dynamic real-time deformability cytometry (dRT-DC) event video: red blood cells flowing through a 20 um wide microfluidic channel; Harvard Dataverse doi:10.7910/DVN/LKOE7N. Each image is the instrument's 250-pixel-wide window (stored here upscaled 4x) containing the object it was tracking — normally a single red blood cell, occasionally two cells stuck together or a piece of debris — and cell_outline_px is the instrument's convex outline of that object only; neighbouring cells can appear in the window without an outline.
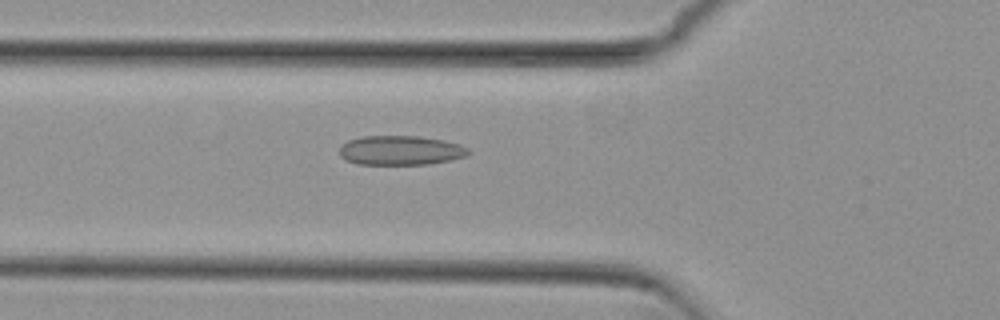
{"species": "common noctule bat (a hibernating species)", "species_latin": "Nyctalus noctula", "temperature_condition": "cold", "stored_images_in_passage": 41, "camera_frame_rate_fps": 3000, "um_per_image_px": 0.085, "animal": {"sex": "female", "body_mass_g": 29.2, "forearm_length_mm": 56.3}, "frame": {"image": 1, "passage_image": 19, "time_ms": 6.0, "image_size_px": [1000, 320], "cell_outline_px": [[472, 152], [468, 156], [428, 164], [356, 164], [340, 156], [340, 148], [348, 140], [360, 136], [420, 136], [444, 140], [460, 144], [468, 148]], "centroid_in_image_um": [34.08, 12.77], "position_along_channel_um": 91.7, "area_um2": 22.14}}
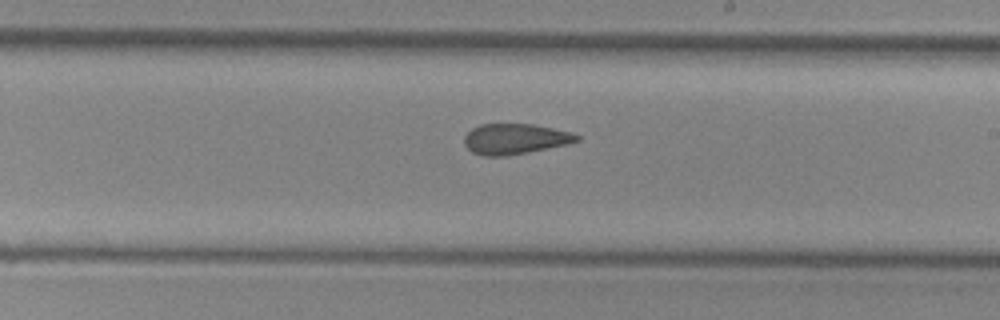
{"frame": {"image": 2, "passage_image": 31, "time_ms": 10.0, "image_size_px": [1000, 320], "cell_outline_px": [[580, 140], [568, 144], [528, 152], [504, 156], [484, 156], [472, 152], [464, 144], [464, 136], [472, 128], [480, 124], [532, 124], [572, 132], [580, 136]], "centroid_in_image_um": [43.77, 11.81], "position_along_channel_um": 245.2, "area_um2": 20.0}}
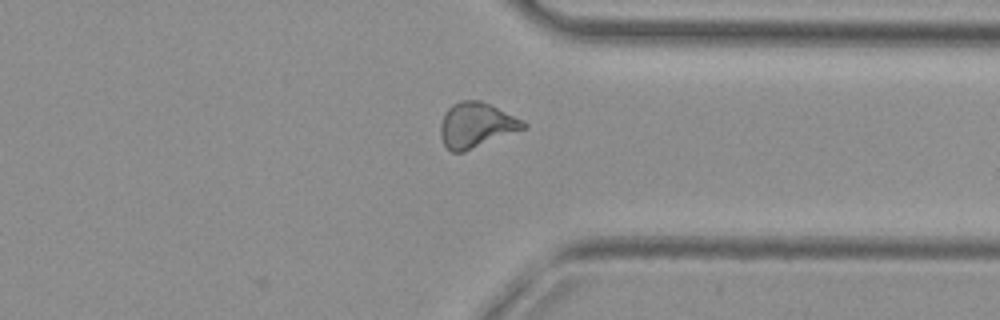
{"frame": {"image": 3, "passage_image": 41, "time_ms": 13.333, "image_size_px": [1000, 320], "cell_outline_px": [[528, 128], [464, 152], [452, 152], [444, 144], [440, 136], [440, 124], [444, 112], [452, 104], [460, 100], [480, 100], [492, 104], [524, 120], [528, 124]], "centroid_in_image_um": [40.51, 10.62], "position_along_channel_um": 370.9, "area_um2": 22.25}, "authors_computed_cell_mechanics": {"area_um2": 22.1374, "velocity_mm_per_s": 3.8286, "shape_relaxation_time_tau1_ms": null, "shape_relaxation_time_tau2_ms": 2.6727, "deformation_change_tau1": null, "deformation_change_tau2": 0.076}}